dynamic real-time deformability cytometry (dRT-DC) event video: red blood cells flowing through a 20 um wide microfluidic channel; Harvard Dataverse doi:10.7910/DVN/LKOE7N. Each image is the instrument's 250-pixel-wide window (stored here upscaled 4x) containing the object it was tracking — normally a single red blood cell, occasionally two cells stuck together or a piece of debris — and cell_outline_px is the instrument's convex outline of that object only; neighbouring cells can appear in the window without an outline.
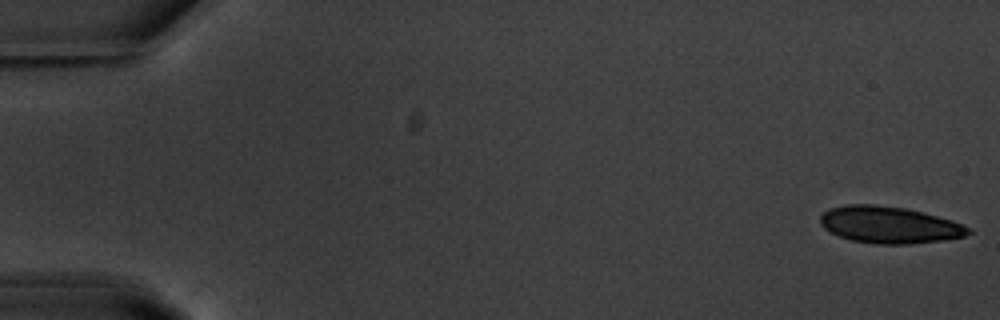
{"species": "common noctule bat (a hibernating species)", "species_latin": "Nyctalus noctula", "temperature_condition": "warm", "stored_images_in_passage": 57, "camera_frame_rate_fps": 3000, "um_per_image_px": 0.085, "animal": {"sex": "male", "body_mass_g": 20.1, "forearm_length_mm": 53.5}, "frame": {"image": 1, "passage_image": 1, "time_ms": 0.0, "image_size_px": [1000, 320], "cell_outline_px": [[972, 232], [964, 236], [944, 240], [908, 244], [876, 244], [852, 240], [840, 236], [824, 228], [820, 224], [820, 216], [828, 208], [848, 204], [876, 204], [908, 208], [924, 212], [952, 220], [968, 228]], "centroid_in_image_um": [75.58, 19.1], "position_along_channel_um": 9.4, "area_um2": 31.79}}
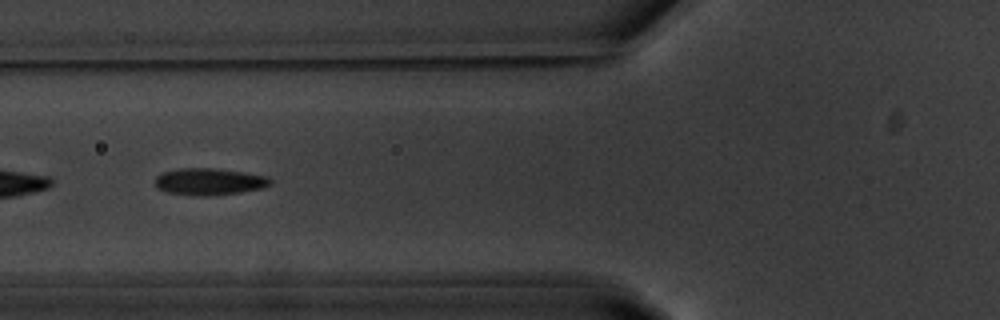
{"frame": {"image": 2, "passage_image": 22, "time_ms": 7.0, "image_size_px": [1000, 320], "cell_outline_px": [[272, 184], [264, 188], [216, 196], [192, 196], [168, 192], [156, 188], [156, 176], [160, 172], [180, 168], [212, 168], [244, 172], [268, 176], [272, 180]], "centroid_in_image_um": [17.8, 15.44], "position_along_channel_um": 108.0, "area_um2": 18.38}}
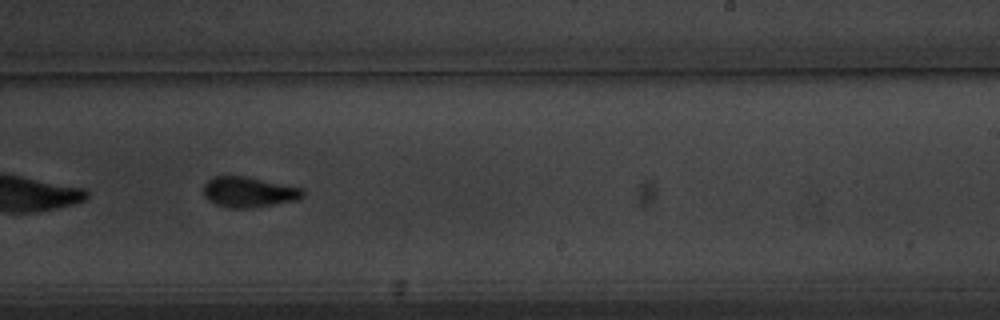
{"frame": {"image": 3, "passage_image": 35, "time_ms": 11.333, "image_size_px": [1000, 320], "cell_outline_px": [[304, 196], [296, 200], [252, 208], [228, 208], [216, 204], [208, 200], [204, 196], [204, 184], [212, 176], [244, 176], [300, 188], [304, 192]], "centroid_in_image_um": [21.09, 16.33], "position_along_channel_um": 267.9, "area_um2": 17.4}, "authors_computed_cell_mechanics": {"area_um2": 18.207, "velocity_mm_per_s": 3.6876, "shape_relaxation_time_tau1_ms": 3.078, "shape_relaxation_time_tau2_ms": 2.9857, "deformation_change_tau1": 0.1276, "deformation_change_tau2": 0.0806}}